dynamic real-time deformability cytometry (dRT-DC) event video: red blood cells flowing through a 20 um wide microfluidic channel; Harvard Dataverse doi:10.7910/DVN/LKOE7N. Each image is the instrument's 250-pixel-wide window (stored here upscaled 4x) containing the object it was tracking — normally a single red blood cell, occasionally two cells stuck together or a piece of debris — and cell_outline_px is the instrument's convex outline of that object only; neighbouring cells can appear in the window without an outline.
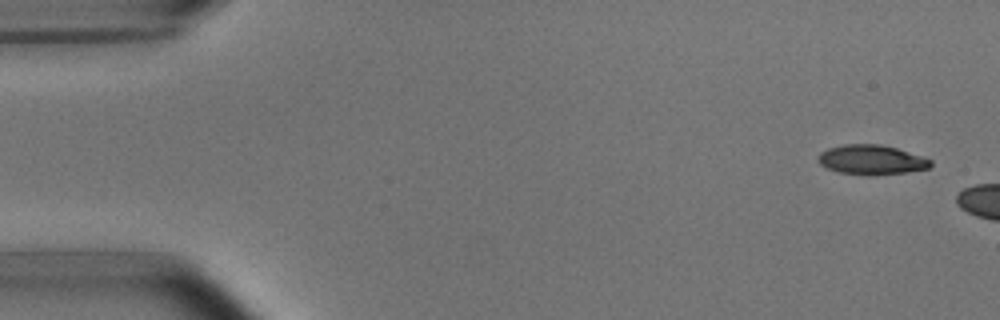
{"species": "common noctule bat (a hibernating species)", "species_latin": "Nyctalus noctula", "temperature_condition": "room temperature", "stored_images_in_passage": 3, "camera_frame_rate_fps": 3000, "um_per_image_px": 0.085, "animal": {"sex": "male", "body_mass_g": 15.6}, "frame": {"image": 1, "passage_image": 1, "time_ms": 0.0, "image_size_px": [1000, 320], "cell_outline_px": [[932, 164], [928, 168], [908, 172], [872, 176], [868, 176], [840, 172], [828, 168], [820, 164], [816, 160], [820, 152], [828, 148], [844, 144], [880, 144], [896, 148], [932, 160]], "centroid_in_image_um": [74.05, 13.59], "position_along_channel_um": 10.9, "area_um2": 19.48}}